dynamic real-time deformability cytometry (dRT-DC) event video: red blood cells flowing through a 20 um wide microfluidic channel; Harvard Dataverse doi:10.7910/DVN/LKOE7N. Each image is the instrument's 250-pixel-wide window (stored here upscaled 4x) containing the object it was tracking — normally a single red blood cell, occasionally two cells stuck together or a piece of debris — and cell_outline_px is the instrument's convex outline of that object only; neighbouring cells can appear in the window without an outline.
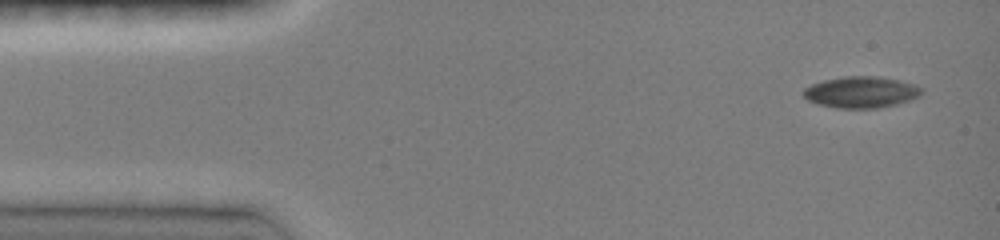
{"species": "common noctule bat (a hibernating species)", "species_latin": "Nyctalus noctula", "temperature_condition": "room temperature", "stored_images_in_passage": 4, "camera_frame_rate_fps": 3000, "um_per_image_px": 0.085, "animal": {"sex": "female", "body_mass_g": 19.0, "forearm_length_mm": 51.5}, "frame": {"image": 1, "passage_image": 1, "time_ms": 0.0, "image_size_px": [1000, 240], "cell_outline_px": [[920, 96], [912, 100], [896, 104], [876, 108], [836, 108], [816, 104], [808, 100], [804, 96], [804, 88], [812, 84], [824, 80], [844, 76], [880, 76], [900, 80], [912, 84], [920, 88]], "centroid_in_image_um": [73.18, 7.83], "position_along_channel_um": 11.8, "area_um2": 21.56}}
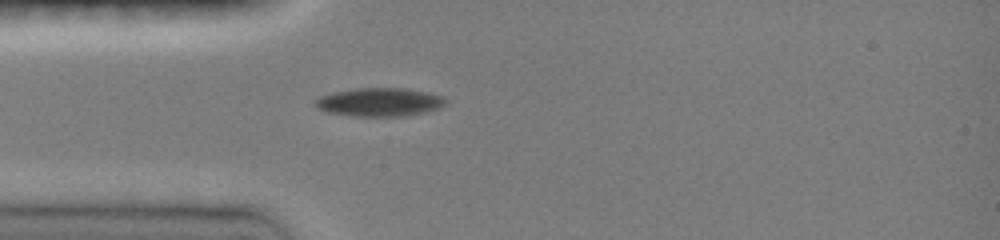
{"frame": {"image": 2, "passage_image": 4, "time_ms": 3.333, "image_size_px": [1000, 240], "cell_outline_px": [[448, 104], [424, 112], [404, 116], [352, 116], [328, 112], [316, 108], [312, 104], [312, 100], [320, 96], [332, 92], [356, 88], [408, 88], [428, 92], [444, 96], [448, 100]], "centroid_in_image_um": [32.23, 8.67], "position_along_channel_um": 52.8, "area_um2": 21.96}}